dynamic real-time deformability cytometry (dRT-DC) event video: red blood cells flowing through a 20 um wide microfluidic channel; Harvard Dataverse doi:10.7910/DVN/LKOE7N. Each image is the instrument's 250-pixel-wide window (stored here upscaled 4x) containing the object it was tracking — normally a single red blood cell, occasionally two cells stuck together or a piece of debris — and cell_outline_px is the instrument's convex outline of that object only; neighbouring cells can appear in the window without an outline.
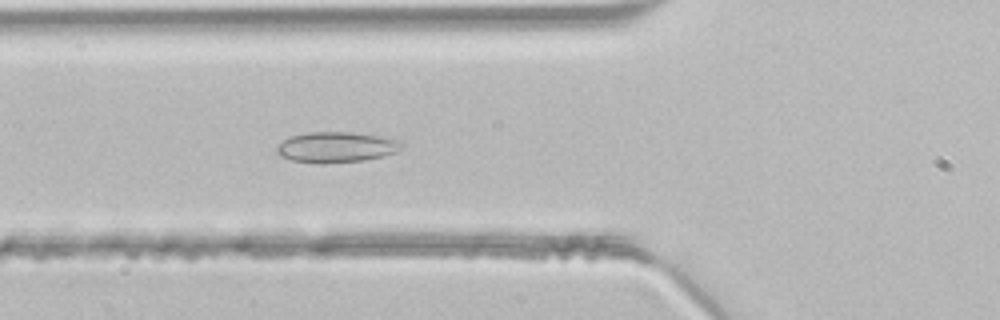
{"species": "common noctule bat (a hibernating species)", "species_latin": "Nyctalus noctula", "temperature_condition": "room temperature", "stored_images_in_passage": 33, "camera_frame_rate_fps": 3000, "um_per_image_px": 0.085, "animal": {"sex": "male", "body_mass_g": 21.5, "forearm_length_mm": 52.0}, "frame": {"image": 1, "passage_image": 3, "time_ms": 0.667, "image_size_px": [1000, 320], "cell_outline_px": [[404, 144], [396, 152], [384, 156], [364, 160], [324, 164], [320, 164], [292, 160], [280, 156], [276, 152], [276, 148], [288, 136], [308, 132], [352, 132], [380, 136], [396, 140]], "centroid_in_image_um": [28.55, 12.51], "position_along_channel_um": 97.2, "area_um2": 22.31}}
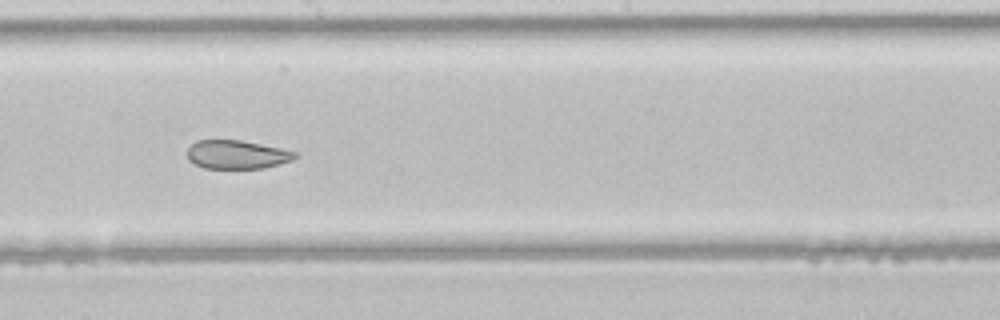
{"frame": {"image": 2, "passage_image": 12, "time_ms": 3.667, "image_size_px": [1000, 320], "cell_outline_px": [[296, 156], [292, 160], [264, 168], [204, 168], [188, 160], [188, 148], [196, 140], [240, 140], [280, 148], [296, 152]], "centroid_in_image_um": [20.11, 13.13], "position_along_channel_um": 228.1, "area_um2": 17.74}}
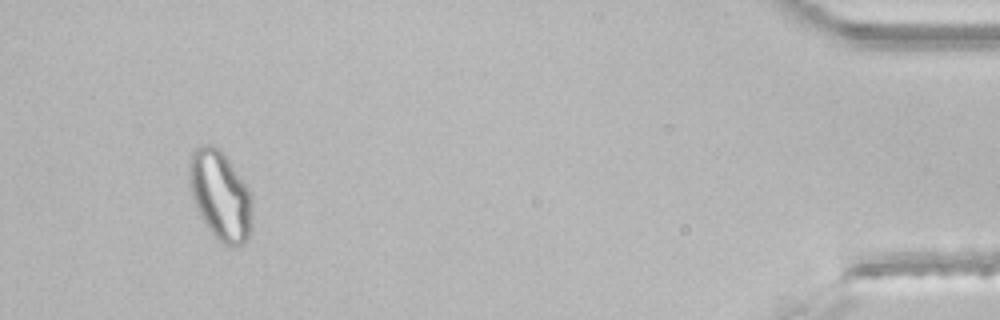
{"frame": {"image": 3, "passage_image": 30, "time_ms": 9.667, "image_size_px": [1000, 320], "cell_outline_px": [[252, 228], [248, 240], [240, 248], [232, 248], [224, 244], [208, 228], [196, 208], [192, 196], [188, 180], [188, 160], [192, 148], [200, 144], [212, 144], [220, 148], [224, 152], [248, 188], [252, 200]], "centroid_in_image_um": [18.72, 16.58], "position_along_channel_um": 416.5, "area_um2": 33.64}}